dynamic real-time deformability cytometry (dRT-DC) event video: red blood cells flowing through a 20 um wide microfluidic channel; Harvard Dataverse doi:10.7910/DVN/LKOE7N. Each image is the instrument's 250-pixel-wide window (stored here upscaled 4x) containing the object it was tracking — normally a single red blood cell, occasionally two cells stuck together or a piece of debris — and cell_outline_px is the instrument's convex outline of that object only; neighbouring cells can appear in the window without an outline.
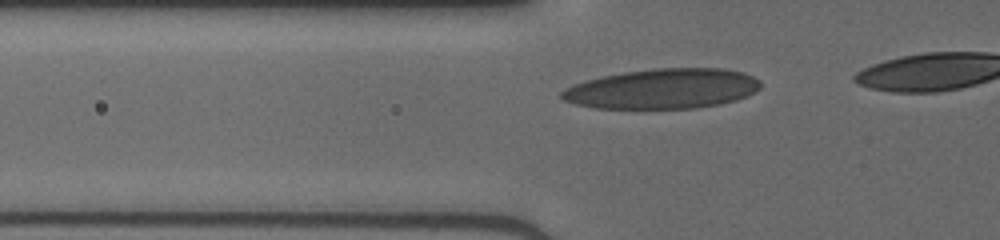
{"species": "human", "species_latin": "Homo sapiens", "temperature_condition": "cold", "stored_images_in_passage": 12, "camera_frame_rate_fps": 3000, "um_per_image_px": 0.085, "donor": {"sex": "male"}, "frame": {"image": 1, "passage_image": 3, "time_ms": 0.667, "image_size_px": [1000, 240], "cell_outline_px": [[760, 88], [736, 100], [720, 104], [696, 108], [596, 108], [576, 104], [564, 100], [560, 96], [560, 92], [564, 88], [588, 80], [604, 76], [624, 72], [652, 68], [724, 68], [744, 72], [760, 80]], "centroid_in_image_um": [56.34, 7.54], "position_along_channel_um": 69.5, "area_um2": 46.18}}
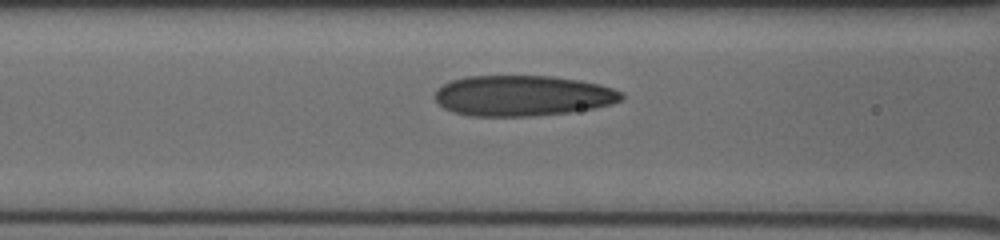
{"frame": {"image": 2, "passage_image": 7, "time_ms": 2.0, "image_size_px": [1000, 240], "cell_outline_px": [[624, 100], [612, 104], [592, 108], [568, 112], [532, 116], [468, 116], [452, 112], [444, 108], [436, 100], [436, 88], [452, 80], [468, 76], [552, 76], [600, 84], [612, 88], [620, 92], [624, 96]], "centroid_in_image_um": [44.41, 8.14], "position_along_channel_um": 122.2, "area_um2": 44.1}}
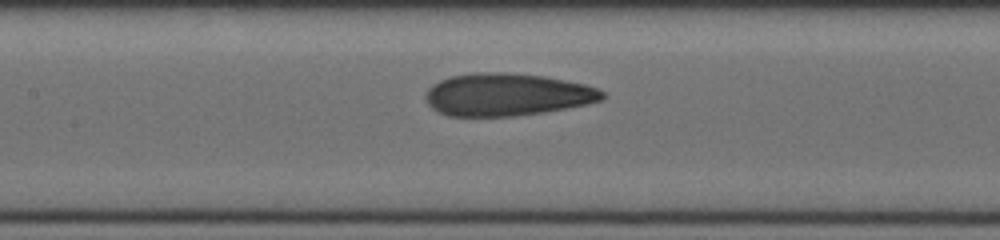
{"frame": {"image": 3, "passage_image": 10, "time_ms": 3.0, "image_size_px": [1000, 240], "cell_outline_px": [[604, 96], [600, 100], [584, 104], [544, 112], [512, 116], [448, 116], [432, 108], [428, 104], [424, 96], [428, 88], [432, 84], [440, 80], [452, 76], [472, 72], [508, 72], [544, 76], [584, 84], [596, 88], [604, 92]], "centroid_in_image_um": [43.03, 8.03], "position_along_channel_um": 164.4, "area_um2": 43.64}}